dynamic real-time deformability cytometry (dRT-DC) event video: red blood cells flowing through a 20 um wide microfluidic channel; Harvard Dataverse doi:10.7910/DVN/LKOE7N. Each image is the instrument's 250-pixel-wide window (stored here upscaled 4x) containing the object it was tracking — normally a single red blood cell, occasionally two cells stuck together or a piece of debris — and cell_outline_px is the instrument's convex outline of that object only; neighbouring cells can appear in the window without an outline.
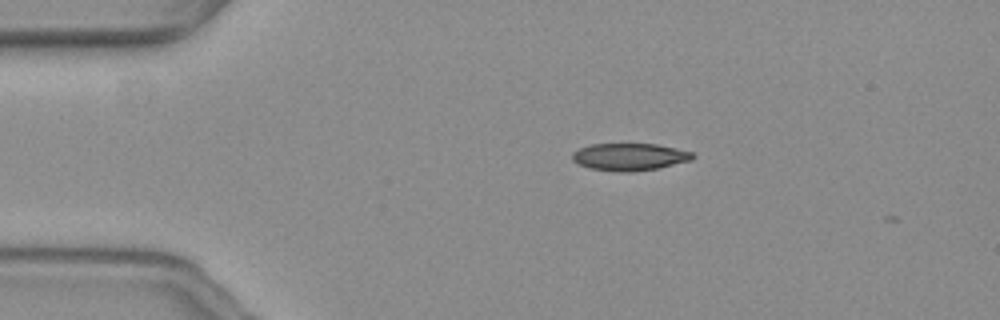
{"species": "common noctule bat (a hibernating species)", "species_latin": "Nyctalus noctula", "temperature_condition": "warm", "stored_images_in_passage": 2, "camera_frame_rate_fps": 3000, "um_per_image_px": 0.085, "animal": {"sex": "female", "body_mass_g": 19.3, "forearm_length_mm": 54.1}, "frame": {"image": 1, "passage_image": 1, "time_ms": 0.0, "image_size_px": [1000, 320], "cell_outline_px": [[696, 156], [692, 160], [656, 168], [632, 172], [620, 172], [588, 168], [572, 160], [572, 152], [580, 148], [592, 144], [656, 144], [692, 152]], "centroid_in_image_um": [53.5, 13.33], "position_along_channel_um": 31.5, "area_um2": 19.02}}